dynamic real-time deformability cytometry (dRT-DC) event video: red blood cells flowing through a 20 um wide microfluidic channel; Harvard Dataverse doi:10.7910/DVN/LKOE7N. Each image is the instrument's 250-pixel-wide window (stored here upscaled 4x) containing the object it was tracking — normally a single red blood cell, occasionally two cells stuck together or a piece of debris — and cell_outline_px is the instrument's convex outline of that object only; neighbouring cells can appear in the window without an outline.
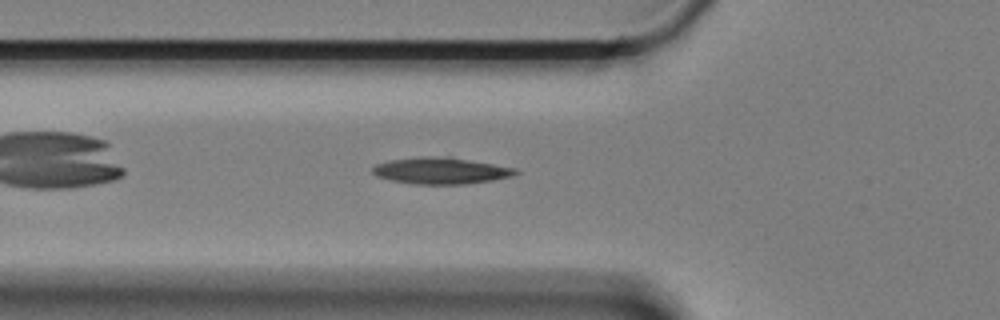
{"species": "Egyptian fruit bat (a non-hibernating species)", "species_latin": "Rousettus aegyptiacus", "temperature_condition": "cold", "stored_images_in_passage": 46, "camera_frame_rate_fps": 3000, "um_per_image_px": 0.085, "animal": {"sex": "female"}, "frame": {"image": 1, "passage_image": 6, "time_ms": 1.667, "image_size_px": [1000, 320], "cell_outline_px": [[520, 172], [512, 176], [492, 180], [464, 184], [412, 184], [392, 180], [376, 176], [372, 172], [372, 168], [376, 164], [392, 160], [424, 156], [448, 156], [516, 168]], "centroid_in_image_um": [37.48, 14.51], "position_along_channel_um": 88.3, "area_um2": 22.02}}
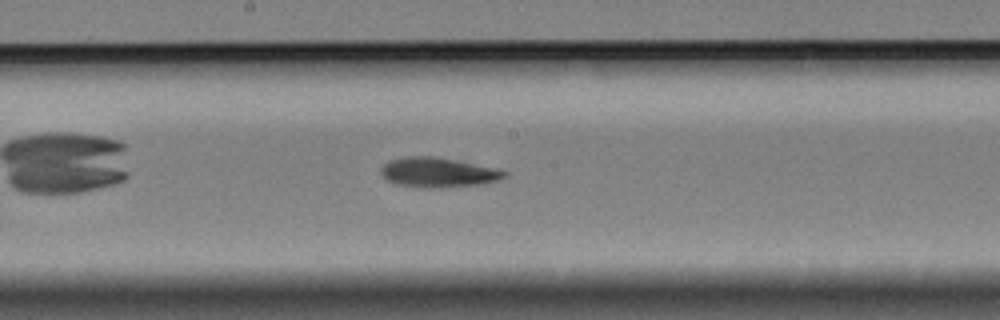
{"frame": {"image": 2, "passage_image": 17, "time_ms": 5.333, "image_size_px": [1000, 320], "cell_outline_px": [[508, 176], [496, 180], [480, 184], [440, 188], [428, 188], [396, 184], [388, 180], [380, 172], [380, 168], [388, 160], [408, 156], [432, 156], [496, 168], [508, 172]], "centroid_in_image_um": [37.22, 14.66], "position_along_channel_um": 211.0, "area_um2": 21.21}}
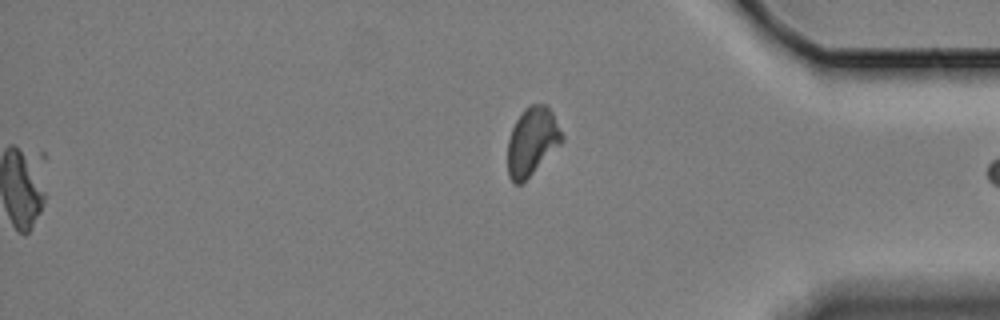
{"frame": {"image": 3, "passage_image": 46, "time_ms": 15.0, "image_size_px": [1000, 320], "cell_outline_px": [[564, 140], [520, 184], [512, 184], [508, 176], [508, 140], [512, 128], [516, 120], [524, 108], [528, 104], [548, 104], [564, 136]], "centroid_in_image_um": [45.22, 11.98], "position_along_channel_um": 390.0, "area_um2": 21.33}, "authors_computed_cell_mechanics": {"area_um2": 20.8369, "velocity_mm_per_s": 3.3179, "shape_relaxation_time_tau1_ms": 8.2648, "shape_relaxation_time_tau2_ms": 6.8571, "deformation_change_tau1": 0.1601, "deformation_change_tau2": 0.1491}}